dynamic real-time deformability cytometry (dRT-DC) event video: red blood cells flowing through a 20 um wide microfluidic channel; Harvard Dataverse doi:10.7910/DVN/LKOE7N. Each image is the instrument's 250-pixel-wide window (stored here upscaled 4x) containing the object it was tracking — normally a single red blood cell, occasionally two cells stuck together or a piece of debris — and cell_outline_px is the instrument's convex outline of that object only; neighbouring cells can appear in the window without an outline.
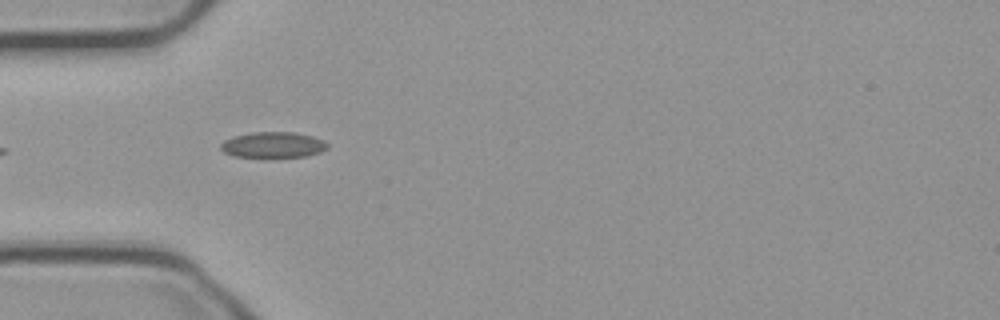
{"species": "common noctule bat (a hibernating species)", "species_latin": "Nyctalus noctula", "temperature_condition": "cold", "stored_images_in_passage": 25, "camera_frame_rate_fps": 3000, "um_per_image_px": 0.085, "animal": {"sex": "male", "body_mass_g": 23.1, "forearm_length_mm": 52.7}, "frame": {"image": 1, "passage_image": 3, "time_ms": 0.667, "image_size_px": [1000, 320], "cell_outline_px": [[328, 148], [320, 152], [304, 156], [264, 160], [236, 156], [224, 152], [220, 148], [220, 144], [224, 140], [236, 136], [252, 132], [296, 132], [312, 136], [324, 140], [328, 144]], "centroid_in_image_um": [23.21, 12.35], "position_along_channel_um": 61.8, "area_um2": 16.7}}
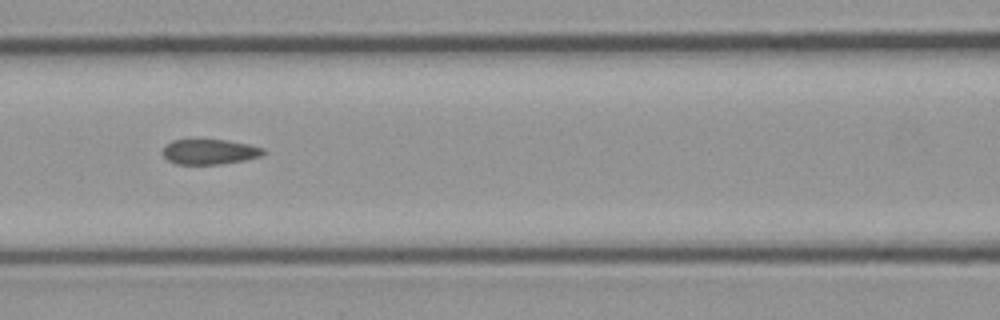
{"frame": {"image": 2, "passage_image": 10, "time_ms": 3.0, "image_size_px": [1000, 320], "cell_outline_px": [[268, 152], [260, 156], [244, 160], [220, 164], [176, 164], [168, 160], [164, 156], [164, 148], [172, 140], [224, 140], [248, 144], [264, 148]], "centroid_in_image_um": [17.86, 12.9], "position_along_channel_um": 148.7, "area_um2": 14.57}}
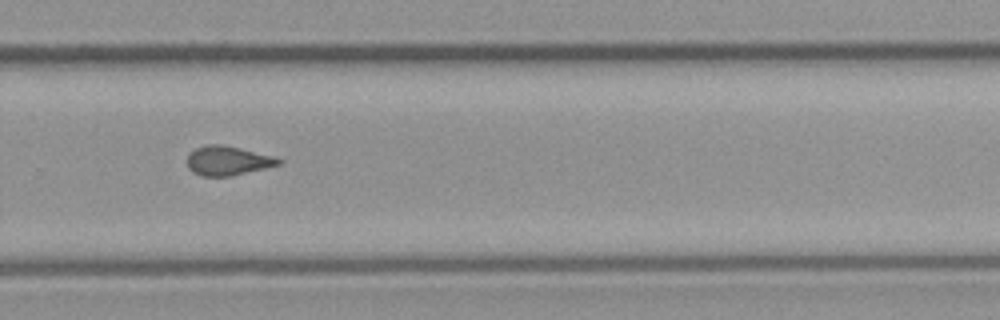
{"frame": {"image": 3, "passage_image": 23, "time_ms": 7.333, "image_size_px": [1000, 320], "cell_outline_px": [[284, 160], [280, 164], [232, 176], [200, 176], [192, 172], [188, 168], [188, 152], [196, 148], [208, 144], [224, 144], [276, 156]], "centroid_in_image_um": [19.37, 13.65], "position_along_channel_um": 310.4, "area_um2": 15.84}}